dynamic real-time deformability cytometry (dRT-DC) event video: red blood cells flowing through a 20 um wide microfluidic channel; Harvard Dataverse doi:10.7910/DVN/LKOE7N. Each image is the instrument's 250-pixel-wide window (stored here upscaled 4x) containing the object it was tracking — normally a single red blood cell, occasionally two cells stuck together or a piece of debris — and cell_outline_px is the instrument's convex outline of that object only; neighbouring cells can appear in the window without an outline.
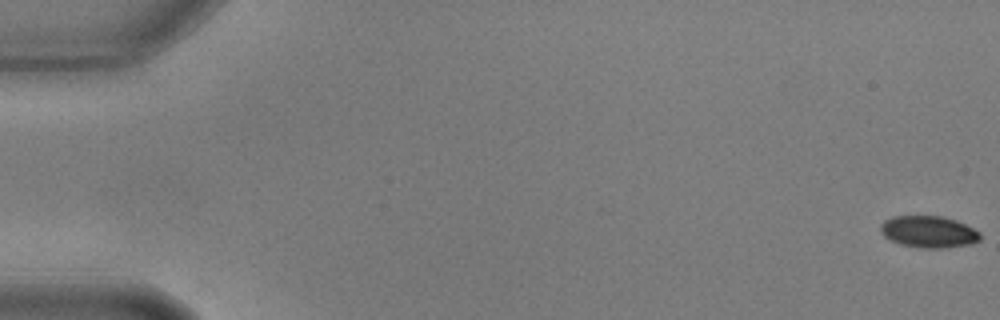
{"species": "common noctule bat (a hibernating species)", "species_latin": "Nyctalus noctula", "temperature_condition": "warm", "stored_images_in_passage": 59, "camera_frame_rate_fps": 3000, "um_per_image_px": 0.085, "animal": {"sex": "male", "body_mass_g": 17.9, "forearm_length_mm": 54.2}, "frame": {"image": 1, "passage_image": 1, "time_ms": 0.0, "image_size_px": [1000, 320], "cell_outline_px": [[980, 240], [972, 244], [948, 248], [920, 248], [900, 244], [888, 240], [880, 232], [880, 224], [884, 220], [892, 216], [944, 216], [956, 220], [980, 232]], "centroid_in_image_um": [78.91, 19.71], "position_along_channel_um": 6.1, "area_um2": 18.73}}
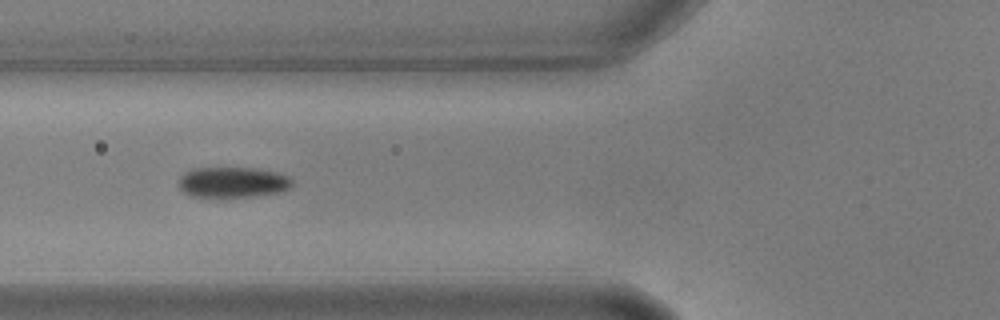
{"frame": {"image": 2, "passage_image": 23, "time_ms": 7.333, "image_size_px": [1000, 320], "cell_outline_px": [[292, 188], [280, 192], [252, 196], [192, 196], [184, 192], [180, 188], [180, 176], [184, 172], [192, 168], [260, 168], [276, 172], [288, 176], [292, 180]], "centroid_in_image_um": [19.81, 15.47], "position_along_channel_um": 106.0, "area_um2": 20.11}}
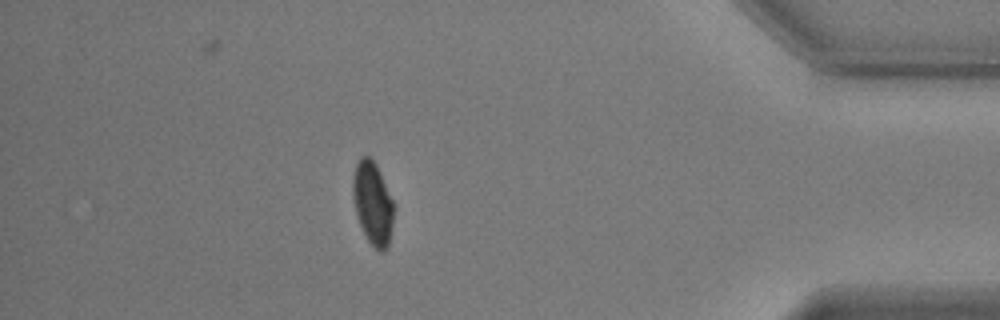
{"frame": {"image": 3, "passage_image": 52, "time_ms": 17.0, "image_size_px": [1000, 320], "cell_outline_px": [[396, 208], [388, 248], [384, 252], [380, 252], [368, 240], [360, 224], [356, 212], [352, 196], [352, 176], [356, 164], [360, 156], [368, 156], [376, 164]], "centroid_in_image_um": [31.69, 17.28], "position_along_channel_um": 403.5, "area_um2": 19.94}}